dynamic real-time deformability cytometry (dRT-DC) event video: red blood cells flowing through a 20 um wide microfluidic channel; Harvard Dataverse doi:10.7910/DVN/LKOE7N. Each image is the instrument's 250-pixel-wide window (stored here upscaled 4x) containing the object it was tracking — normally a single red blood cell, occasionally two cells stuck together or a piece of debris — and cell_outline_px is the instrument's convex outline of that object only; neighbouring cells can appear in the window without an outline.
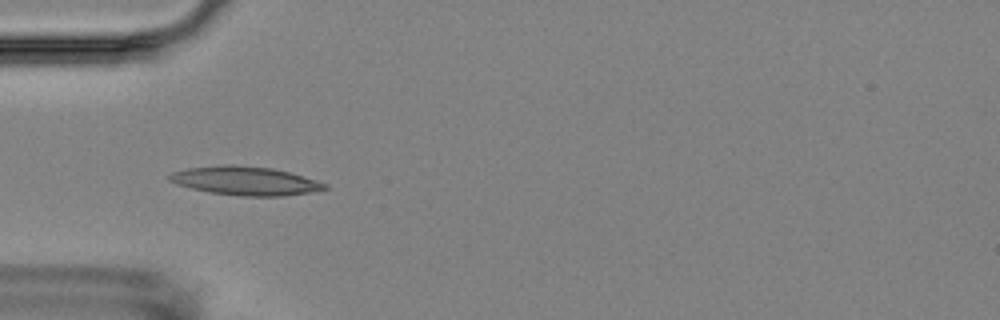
{"species": "Egyptian fruit bat (a non-hibernating species)", "species_latin": "Rousettus aegyptiacus", "temperature_condition": "room temperature", "stored_images_in_passage": 6, "camera_frame_rate_fps": 3000, "um_per_image_px": 0.085, "animal": {"sex": "female"}, "frame": {"image": 1, "passage_image": 5, "time_ms": 5.333, "image_size_px": [1000, 320], "cell_outline_px": [[328, 188], [308, 192], [284, 196], [240, 196], [212, 192], [192, 188], [176, 184], [168, 180], [168, 176], [172, 172], [188, 168], [224, 164], [232, 164], [272, 168], [288, 172], [316, 180], [328, 184]], "centroid_in_image_um": [20.83, 15.36], "position_along_channel_um": 64.2, "area_um2": 25.78}}